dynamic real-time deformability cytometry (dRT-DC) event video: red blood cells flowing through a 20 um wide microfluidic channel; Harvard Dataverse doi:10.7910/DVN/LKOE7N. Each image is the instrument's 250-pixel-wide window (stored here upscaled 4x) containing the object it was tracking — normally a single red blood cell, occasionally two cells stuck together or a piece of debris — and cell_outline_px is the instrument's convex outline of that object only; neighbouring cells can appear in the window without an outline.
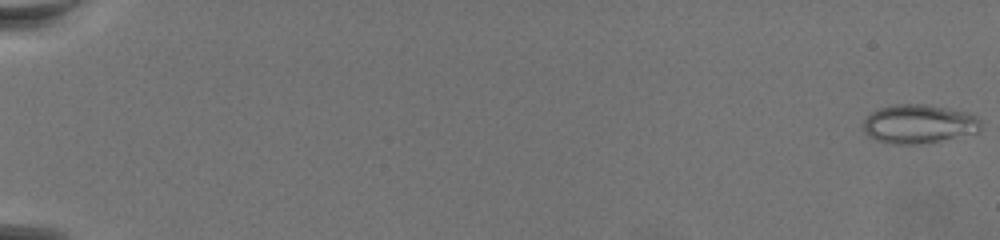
{"species": "common noctule bat (a hibernating species)", "species_latin": "Nyctalus noctula", "temperature_condition": "warm", "stored_images_in_passage": 71, "camera_frame_rate_fps": 3000, "um_per_image_px": 0.085, "animal": {"sex": "female", "body_mass_g": 19.5, "forearm_length_mm": 54.1}, "frame": {"image": 1, "passage_image": 1, "time_ms": 0.0, "image_size_px": [1000, 240], "cell_outline_px": [[980, 128], [976, 132], [940, 140], [920, 144], [892, 144], [876, 140], [868, 136], [864, 132], [864, 120], [872, 112], [880, 108], [896, 104], [924, 104], [964, 112], [976, 116], [980, 120]], "centroid_in_image_um": [78.05, 10.54], "position_along_channel_um": 7.0, "area_um2": 26.18}}
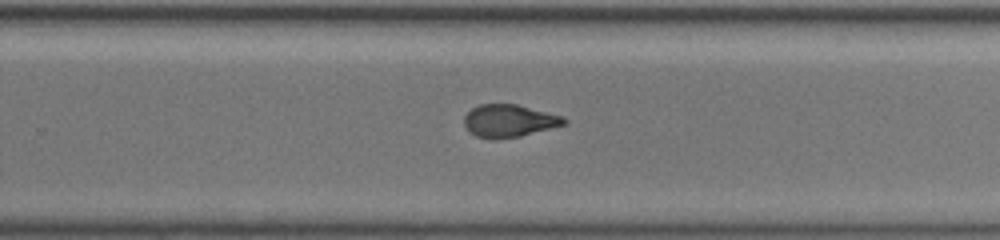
{"frame": {"image": 2, "passage_image": 49, "time_ms": 16.0, "image_size_px": [1000, 240], "cell_outline_px": [[568, 124], [520, 136], [496, 140], [476, 136], [468, 132], [464, 124], [464, 116], [472, 108], [480, 104], [516, 104], [564, 116], [568, 120]], "centroid_in_image_um": [43.29, 10.28], "position_along_channel_um": 286.5, "area_um2": 19.19}}
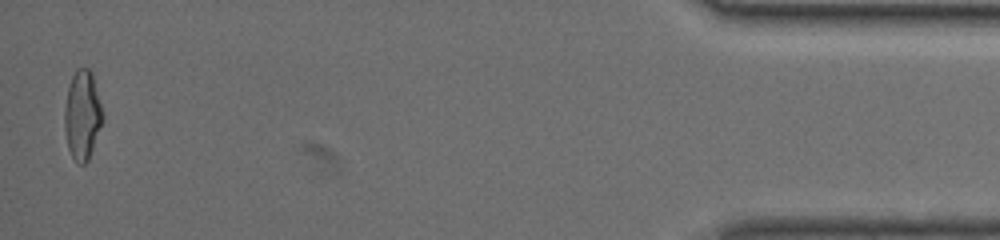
{"frame": {"image": 3, "passage_image": 70, "time_ms": 23.0, "image_size_px": [1000, 240], "cell_outline_px": [[104, 120], [88, 160], [84, 164], [76, 164], [68, 148], [64, 128], [64, 112], [68, 88], [72, 76], [76, 68], [88, 68], [92, 72], [104, 116]], "centroid_in_image_um": [7.01, 9.79], "position_along_channel_um": 428.2, "area_um2": 19.94}}